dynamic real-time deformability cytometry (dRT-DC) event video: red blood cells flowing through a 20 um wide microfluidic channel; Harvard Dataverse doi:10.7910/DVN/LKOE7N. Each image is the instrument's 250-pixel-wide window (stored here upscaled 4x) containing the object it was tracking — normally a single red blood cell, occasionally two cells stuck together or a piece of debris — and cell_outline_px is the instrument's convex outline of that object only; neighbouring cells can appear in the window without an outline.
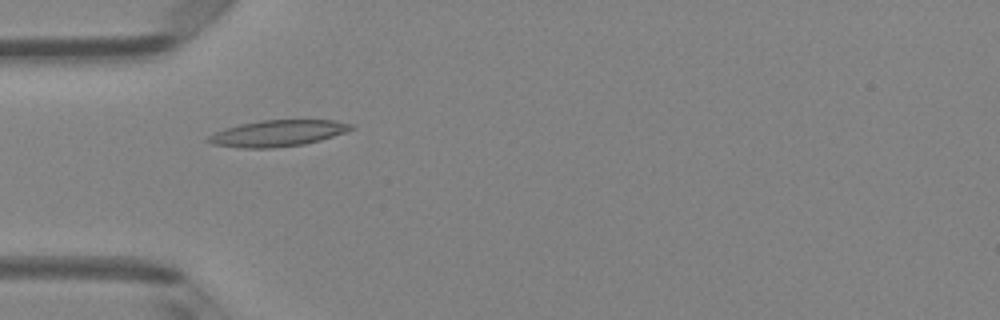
{"species": "Egyptian fruit bat (a non-hibernating species)", "species_latin": "Rousettus aegyptiacus", "temperature_condition": "room temperature", "stored_images_in_passage": 6, "camera_frame_rate_fps": 3000, "um_per_image_px": 0.085, "animal": {"sex": "female"}, "frame": {"image": 1, "passage_image": 5, "time_ms": 4.667, "image_size_px": [1000, 320], "cell_outline_px": [[356, 128], [320, 140], [304, 144], [272, 148], [240, 148], [212, 144], [204, 140], [208, 136], [224, 128], [240, 124], [260, 120], [332, 120], [356, 124]], "centroid_in_image_um": [23.6, 11.32], "position_along_channel_um": 61.4, "area_um2": 21.96}}
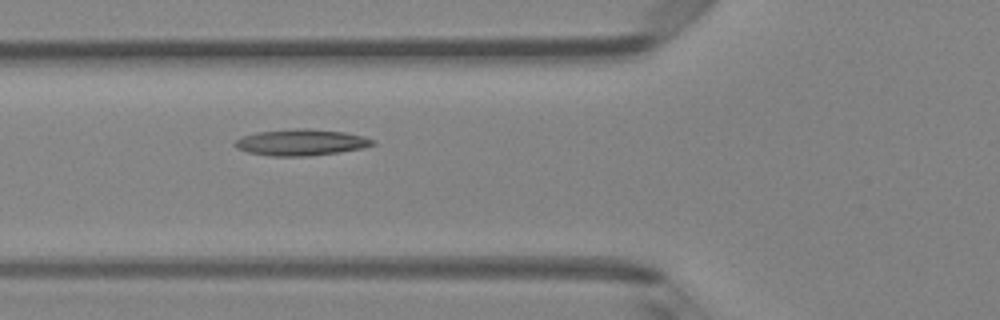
{"frame": {"image": 2, "passage_image": 6, "time_ms": 5.667, "image_size_px": [1000, 320], "cell_outline_px": [[376, 144], [360, 148], [336, 152], [308, 156], [272, 156], [248, 152], [236, 148], [232, 144], [236, 140], [244, 136], [256, 132], [292, 128], [308, 128], [344, 132], [364, 136], [376, 140]], "centroid_in_image_um": [25.58, 12.09], "position_along_channel_um": 100.2, "area_um2": 21.1}}